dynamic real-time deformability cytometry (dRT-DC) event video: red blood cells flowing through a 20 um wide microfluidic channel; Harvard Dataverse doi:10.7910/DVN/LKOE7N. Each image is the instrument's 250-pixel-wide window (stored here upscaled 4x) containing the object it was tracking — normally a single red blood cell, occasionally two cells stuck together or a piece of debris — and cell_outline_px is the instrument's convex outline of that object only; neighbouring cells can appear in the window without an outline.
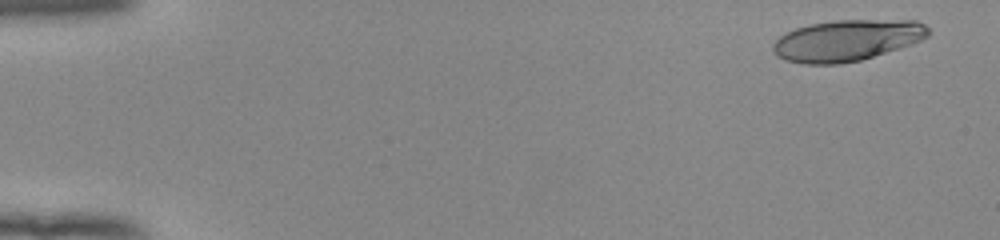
{"species": "human", "species_latin": "Homo sapiens", "temperature_condition": "room temperature", "stored_images_in_passage": 52, "camera_frame_rate_fps": 3000, "um_per_image_px": 0.085, "donor": {"sex": "female"}, "frame": {"image": 1, "passage_image": 3, "time_ms": 0.667, "image_size_px": [1000, 240], "cell_outline_px": [[932, 32], [928, 36], [920, 40], [860, 60], [840, 64], [804, 64], [784, 60], [776, 56], [772, 48], [772, 44], [780, 36], [796, 28], [808, 24], [836, 20], [916, 20], [924, 24]], "centroid_in_image_um": [71.95, 3.43], "position_along_channel_um": 13.1, "area_um2": 37.11}}
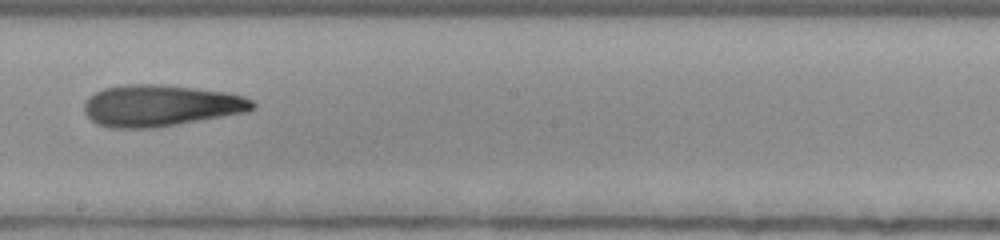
{"frame": {"image": 2, "passage_image": 31, "time_ms": 10.0, "image_size_px": [1000, 240], "cell_outline_px": [[256, 104], [248, 112], [156, 128], [112, 128], [96, 124], [84, 112], [84, 100], [88, 96], [104, 88], [124, 84], [160, 84], [228, 92], [244, 96], [252, 100]], "centroid_in_image_um": [13.64, 8.98], "position_along_channel_um": 234.6, "area_um2": 41.04}}
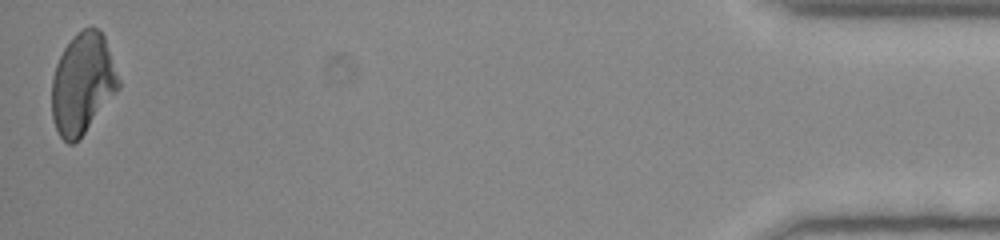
{"frame": {"image": 3, "passage_image": 52, "time_ms": 17.0, "image_size_px": [1000, 240], "cell_outline_px": [[120, 88], [84, 132], [72, 144], [68, 144], [60, 136], [56, 128], [52, 116], [52, 76], [56, 64], [64, 48], [72, 36], [76, 32], [84, 28], [96, 28], [104, 36], [120, 80]], "centroid_in_image_um": [7.01, 7.08], "position_along_channel_um": 428.2, "area_um2": 38.78}, "authors_computed_cell_mechanics": {"area_um2": 39.304, "velocity_mm_per_s": 3.9624, "shape_relaxation_time_tau1_ms": null, "shape_relaxation_time_tau2_ms": 4.9124, "deformation_change_tau1": null, "deformation_change_tau2": 0.1587}}